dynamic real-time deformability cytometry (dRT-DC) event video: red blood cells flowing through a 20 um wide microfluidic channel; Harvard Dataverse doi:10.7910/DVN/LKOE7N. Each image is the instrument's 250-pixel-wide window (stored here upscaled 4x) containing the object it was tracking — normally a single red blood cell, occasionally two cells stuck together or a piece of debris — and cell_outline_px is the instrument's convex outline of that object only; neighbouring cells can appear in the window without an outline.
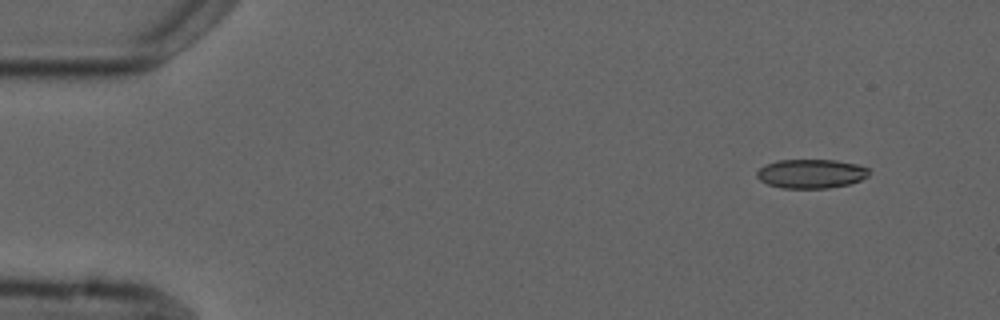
{"species": "common noctule bat (a hibernating species)", "species_latin": "Nyctalus noctula", "temperature_condition": "cold", "stored_images_in_passage": 5, "camera_frame_rate_fps": 3000, "um_per_image_px": 0.085, "animal": {"sex": "male", "forearm_length_mm": 52.5}, "frame": {"image": 1, "passage_image": 1, "time_ms": 0.0, "image_size_px": [1000, 320], "cell_outline_px": [[868, 176], [860, 180], [848, 184], [828, 188], [784, 188], [768, 184], [760, 180], [756, 176], [756, 172], [760, 168], [768, 164], [780, 160], [836, 160], [856, 164], [868, 168]], "centroid_in_image_um": [68.94, 14.76], "position_along_channel_um": 16.1, "area_um2": 18.79}}
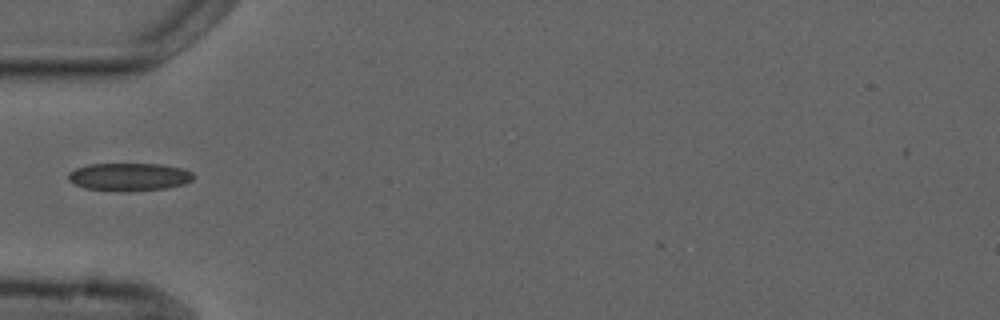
{"frame": {"image": 2, "passage_image": 4, "time_ms": 4.333, "image_size_px": [1000, 320], "cell_outline_px": [[196, 176], [192, 180], [184, 184], [168, 188], [128, 192], [120, 192], [84, 188], [68, 180], [68, 172], [76, 168], [88, 164], [160, 164], [184, 168], [192, 172]], "centroid_in_image_um": [11.0, 15.04], "position_along_channel_um": 74.0, "area_um2": 20.69}}
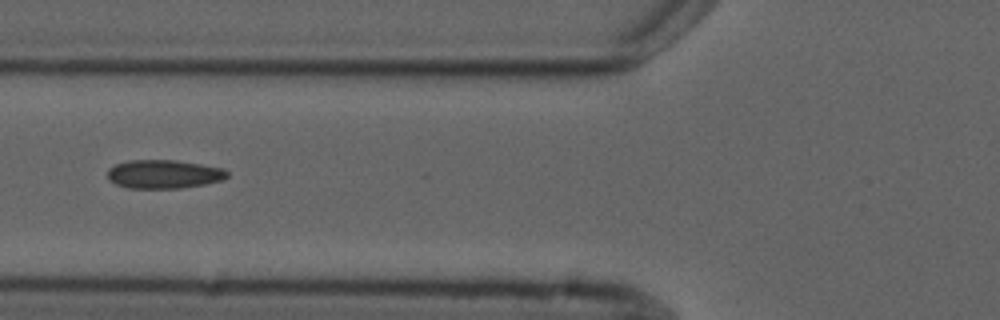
{"frame": {"image": 3, "passage_image": 5, "time_ms": 5.333, "image_size_px": [1000, 320], "cell_outline_px": [[228, 176], [220, 180], [204, 184], [180, 188], [128, 188], [116, 184], [108, 180], [108, 168], [116, 164], [128, 160], [172, 160], [200, 164], [220, 168], [228, 172]], "centroid_in_image_um": [13.86, 14.8], "position_along_channel_um": 111.9, "area_um2": 19.77}}